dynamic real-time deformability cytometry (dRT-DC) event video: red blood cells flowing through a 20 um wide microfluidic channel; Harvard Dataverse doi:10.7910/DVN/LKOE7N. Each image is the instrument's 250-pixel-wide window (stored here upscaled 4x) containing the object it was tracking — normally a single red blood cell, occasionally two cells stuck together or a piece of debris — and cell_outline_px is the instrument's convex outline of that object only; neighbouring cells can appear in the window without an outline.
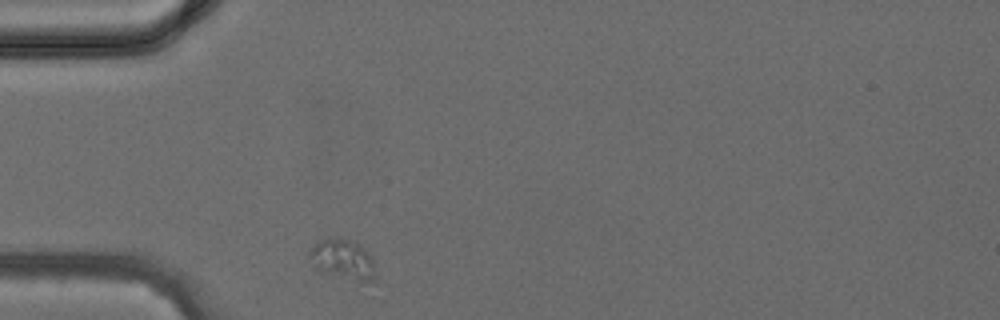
{"species": "common noctule bat (a hibernating species)", "species_latin": "Nyctalus noctula", "temperature_condition": "cold", "stored_images_in_passage": 23, "camera_frame_rate_fps": 3000, "um_per_image_px": 0.085, "animal": {"sex": "female", "body_mass_g": 24.6, "forearm_length_mm": 56.2}, "frame": {"image": 1, "passage_image": 1, "time_ms": 0.0, "image_size_px": [1000, 320], "cell_outline_px": [[372, 280], [360, 280], [328, 272], [316, 268], [308, 256], [308, 252], [316, 240], [328, 236], [340, 236], [352, 240], [360, 244], [364, 248], [372, 260]], "centroid_in_image_um": [29.04, 21.9], "position_along_channel_um": 56.0, "area_um2": 14.91}}